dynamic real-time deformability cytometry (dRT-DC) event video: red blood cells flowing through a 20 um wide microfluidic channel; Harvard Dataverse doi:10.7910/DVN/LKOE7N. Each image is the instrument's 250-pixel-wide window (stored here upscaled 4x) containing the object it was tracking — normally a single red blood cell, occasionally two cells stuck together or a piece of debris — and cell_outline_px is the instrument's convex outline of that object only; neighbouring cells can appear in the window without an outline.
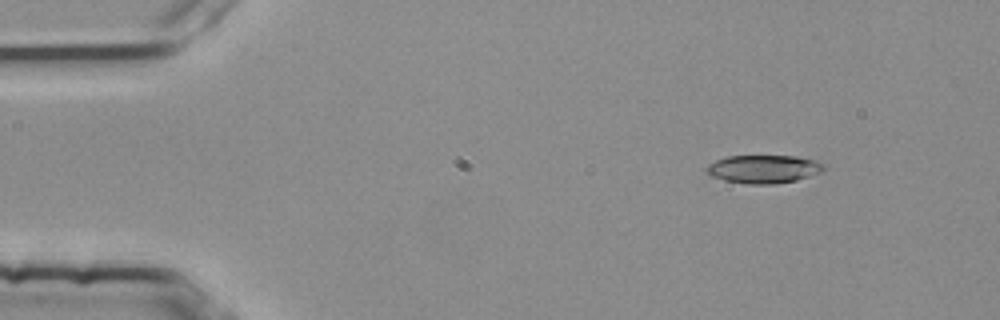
{"species": "common noctule bat (a hibernating species)", "species_latin": "Nyctalus noctula", "temperature_condition": "room temperature", "stored_images_in_passage": 15, "camera_frame_rate_fps": 3000, "um_per_image_px": 0.085, "animal": {"sex": "female", "body_mass_g": 25.1}, "frame": {"image": 1, "passage_image": 1, "time_ms": 0.0, "image_size_px": [1000, 320], "cell_outline_px": [[824, 172], [796, 180], [776, 184], [748, 184], [724, 180], [712, 176], [704, 172], [704, 168], [708, 164], [716, 160], [728, 156], [796, 156], [816, 160], [824, 164]], "centroid_in_image_um": [64.91, 14.37], "position_along_channel_um": 20.1, "area_um2": 19.48}}
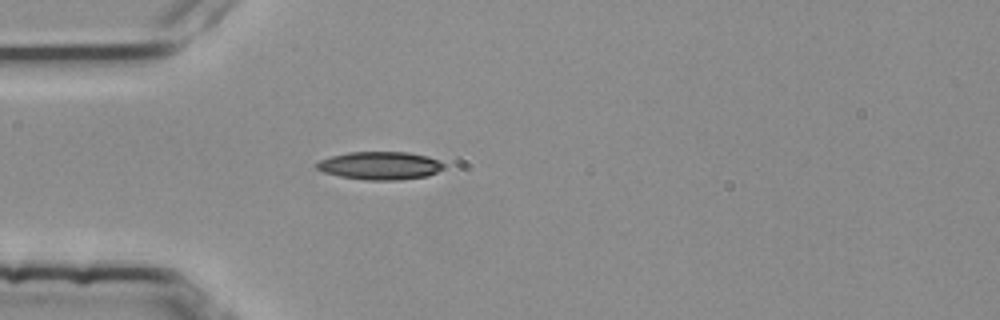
{"frame": {"image": 2, "passage_image": 10, "time_ms": 3.0, "image_size_px": [1000, 320], "cell_outline_px": [[444, 168], [428, 176], [400, 180], [364, 180], [340, 176], [324, 172], [316, 168], [316, 164], [320, 160], [332, 156], [348, 152], [408, 152], [428, 156], [444, 164]], "centroid_in_image_um": [32.31, 14.08], "position_along_channel_um": 52.7, "area_um2": 20.69}}